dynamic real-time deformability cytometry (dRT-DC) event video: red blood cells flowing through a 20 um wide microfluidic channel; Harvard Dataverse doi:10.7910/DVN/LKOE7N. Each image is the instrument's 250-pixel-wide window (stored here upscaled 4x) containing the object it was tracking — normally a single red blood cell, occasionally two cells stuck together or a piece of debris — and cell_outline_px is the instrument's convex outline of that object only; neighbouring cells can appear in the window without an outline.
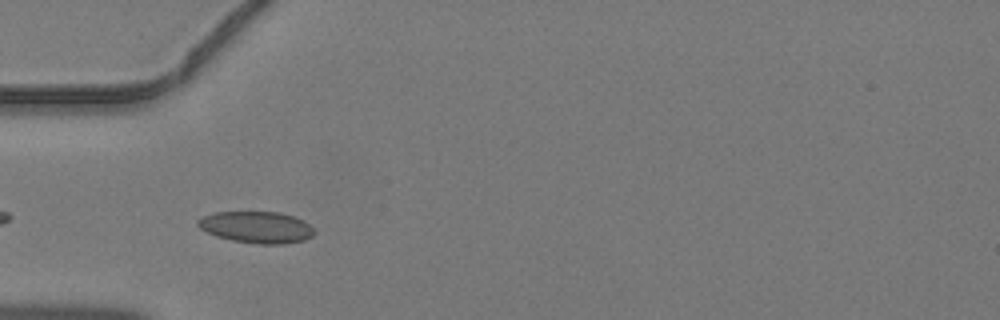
{"species": "common noctule bat (a hibernating species)", "species_latin": "Nyctalus noctula", "temperature_condition": "warm", "stored_images_in_passage": 23, "camera_frame_rate_fps": 3000, "um_per_image_px": 0.085, "animal": {"sex": "male", "body_mass_g": 19.2, "forearm_length_mm": 51.8}, "frame": {"image": 1, "passage_image": 4, "time_ms": 1.0, "image_size_px": [1000, 320], "cell_outline_px": [[316, 232], [312, 236], [304, 240], [284, 244], [260, 244], [232, 240], [216, 236], [200, 228], [196, 224], [196, 220], [212, 212], [280, 212], [304, 220]], "centroid_in_image_um": [21.8, 19.31], "position_along_channel_um": 63.2, "area_um2": 21.44}}
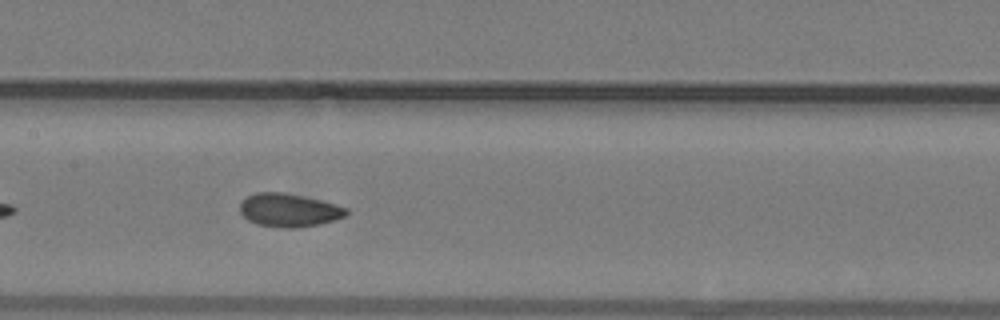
{"frame": {"image": 2, "passage_image": 12, "time_ms": 3.667, "image_size_px": [1000, 320], "cell_outline_px": [[348, 212], [344, 216], [320, 224], [292, 228], [276, 228], [256, 224], [248, 220], [240, 212], [240, 204], [248, 196], [256, 192], [280, 192], [304, 196], [336, 204], [348, 208]], "centroid_in_image_um": [24.54, 17.87], "position_along_channel_um": 182.9, "area_um2": 20.58}}
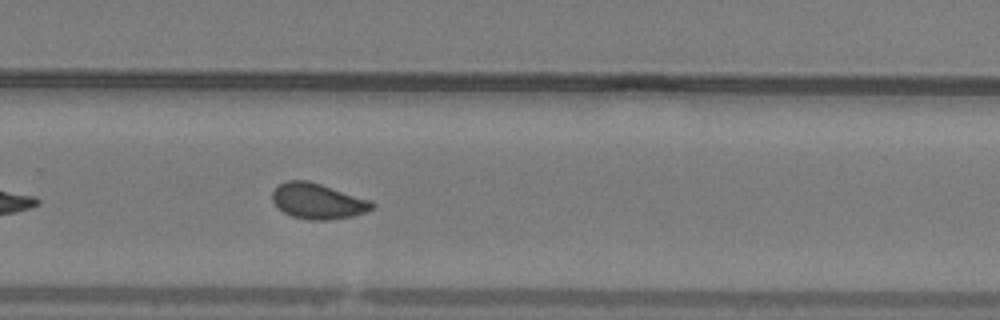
{"frame": {"image": 3, "passage_image": 20, "time_ms": 6.333, "image_size_px": [1000, 320], "cell_outline_px": [[376, 204], [372, 208], [364, 212], [352, 216], [328, 220], [312, 220], [292, 216], [276, 208], [272, 200], [272, 192], [280, 184], [288, 180], [308, 180], [372, 200]], "centroid_in_image_um": [27.01, 17.09], "position_along_channel_um": 302.8, "area_um2": 20.69}}